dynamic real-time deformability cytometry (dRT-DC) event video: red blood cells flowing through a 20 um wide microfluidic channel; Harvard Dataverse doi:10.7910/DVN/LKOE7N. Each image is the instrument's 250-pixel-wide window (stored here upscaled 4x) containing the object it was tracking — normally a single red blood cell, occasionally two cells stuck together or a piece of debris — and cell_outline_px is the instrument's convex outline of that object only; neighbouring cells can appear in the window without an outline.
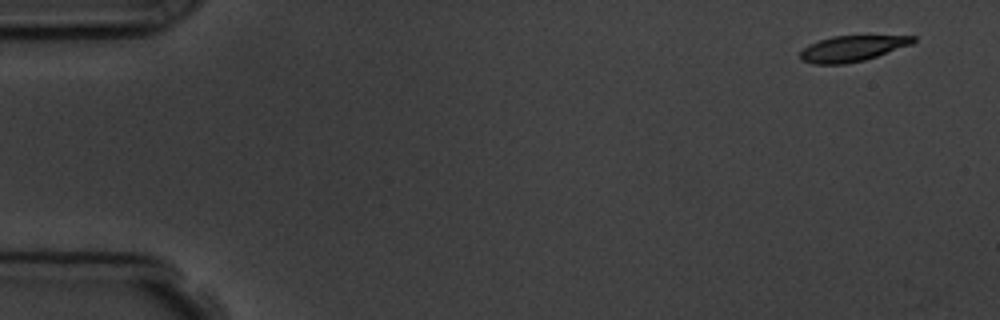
{"species": "common noctule bat (a hibernating species)", "species_latin": "Nyctalus noctula", "temperature_condition": "room temperature", "stored_images_in_passage": 2, "camera_frame_rate_fps": 3000, "um_per_image_px": 0.085, "animal": {"sex": "male", "body_mass_g": 19.5, "forearm_length_mm": 54.6}, "frame": {"image": 1, "passage_image": 1, "time_ms": 0.0, "image_size_px": [1000, 320], "cell_outline_px": [[916, 40], [912, 44], [864, 60], [844, 64], [812, 64], [800, 60], [800, 52], [808, 44], [832, 36], [916, 36]], "centroid_in_image_um": [72.39, 4.13], "position_along_channel_um": 12.6, "area_um2": 16.82}}